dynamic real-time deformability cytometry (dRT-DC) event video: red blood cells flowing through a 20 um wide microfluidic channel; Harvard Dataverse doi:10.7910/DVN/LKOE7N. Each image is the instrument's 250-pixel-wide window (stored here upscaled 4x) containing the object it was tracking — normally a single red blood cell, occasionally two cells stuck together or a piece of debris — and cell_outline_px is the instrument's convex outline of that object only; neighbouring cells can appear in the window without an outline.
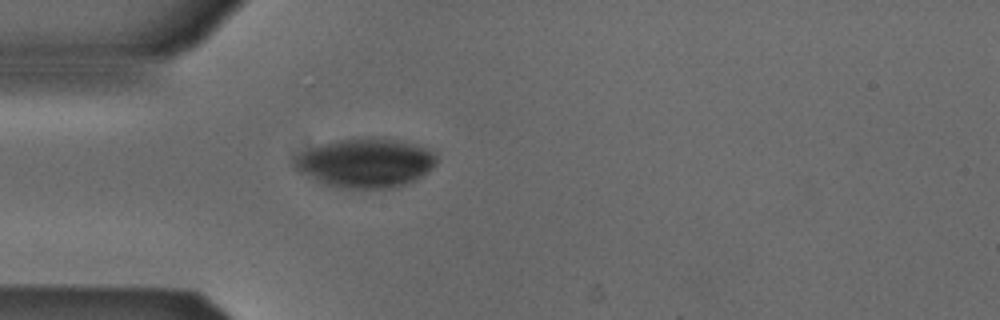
{"species": "Egyptian fruit bat (a non-hibernating species)", "species_latin": "Rousettus aegyptiacus", "temperature_condition": "cold", "stored_images_in_passage": 26, "camera_frame_rate_fps": 3000, "um_per_image_px": 0.085, "animal": {"sex": "male"}, "frame": {"image": 1, "passage_image": 1, "time_ms": 0.0, "image_size_px": [1000, 320], "cell_outline_px": [[436, 164], [428, 172], [408, 184], [392, 188], [336, 188], [324, 184], [300, 172], [296, 168], [292, 160], [296, 156], [320, 144], [336, 140], [372, 136], [400, 140], [424, 148], [432, 152], [436, 156]], "centroid_in_image_um": [31.08, 13.84], "position_along_channel_um": 53.9, "area_um2": 40.75}}
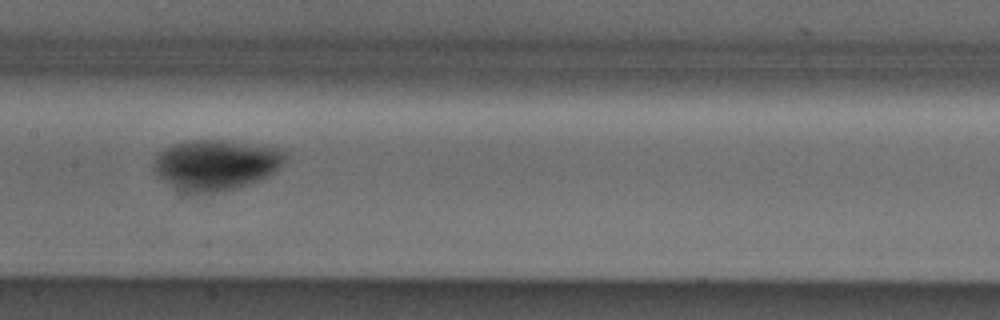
{"frame": {"image": 2, "passage_image": 12, "time_ms": 3.667, "image_size_px": [1000, 320], "cell_outline_px": [[288, 156], [268, 176], [260, 180], [240, 188], [216, 192], [184, 192], [172, 188], [164, 184], [156, 176], [152, 168], [152, 164], [156, 156], [164, 148], [172, 144], [188, 140], [220, 140], [280, 148], [288, 152]], "centroid_in_image_um": [18.28, 14.02], "position_along_channel_um": 189.1, "area_um2": 39.07}}
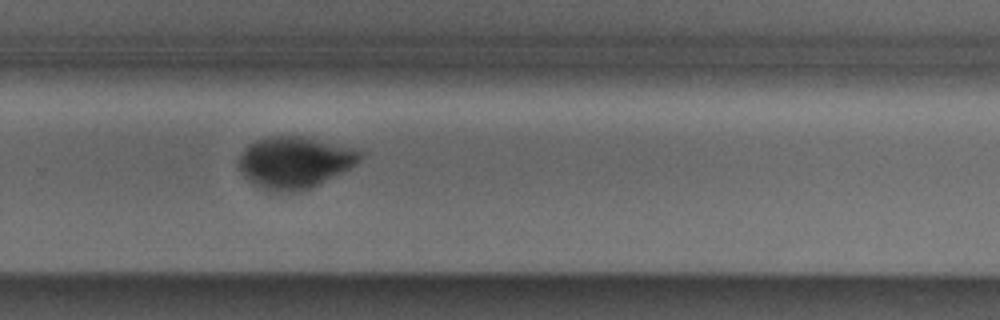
{"frame": {"image": 3, "passage_image": 21, "time_ms": 6.667, "image_size_px": [1000, 320], "cell_outline_px": [[360, 160], [356, 164], [344, 172], [312, 188], [300, 192], [264, 192], [252, 184], [240, 172], [240, 152], [248, 144], [256, 140], [268, 136], [300, 136], [356, 148], [360, 152]], "centroid_in_image_um": [25.01, 13.83], "position_along_channel_um": 304.8, "area_um2": 37.05}}